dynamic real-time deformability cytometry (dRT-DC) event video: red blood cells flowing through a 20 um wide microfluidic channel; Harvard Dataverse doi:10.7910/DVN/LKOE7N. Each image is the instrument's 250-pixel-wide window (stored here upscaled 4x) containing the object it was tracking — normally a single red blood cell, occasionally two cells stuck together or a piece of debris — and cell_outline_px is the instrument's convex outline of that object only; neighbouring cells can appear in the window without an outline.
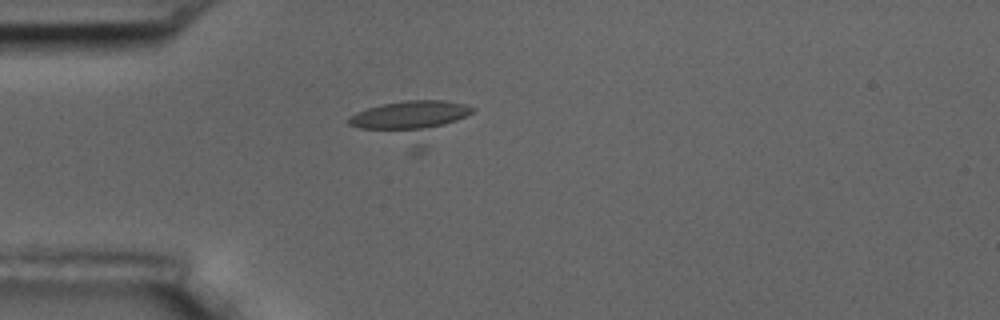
{"species": "common noctule bat (a hibernating species)", "species_latin": "Nyctalus noctula", "temperature_condition": "room temperature", "stored_images_in_passage": 25, "camera_frame_rate_fps": 3000, "um_per_image_px": 0.085, "animal": {"sex": "male", "body_mass_g": 17.5, "forearm_length_mm": 52.3}, "frame": {"image": 1, "passage_image": 1, "time_ms": 0.0, "image_size_px": [1000, 320], "cell_outline_px": [[476, 108], [472, 112], [424, 152], [412, 152], [348, 124], [348, 120], [356, 112], [368, 108], [384, 104], [404, 100], [444, 100], [464, 104]], "centroid_in_image_um": [34.97, 10.35], "position_along_channel_um": 50.0, "area_um2": 29.88}}
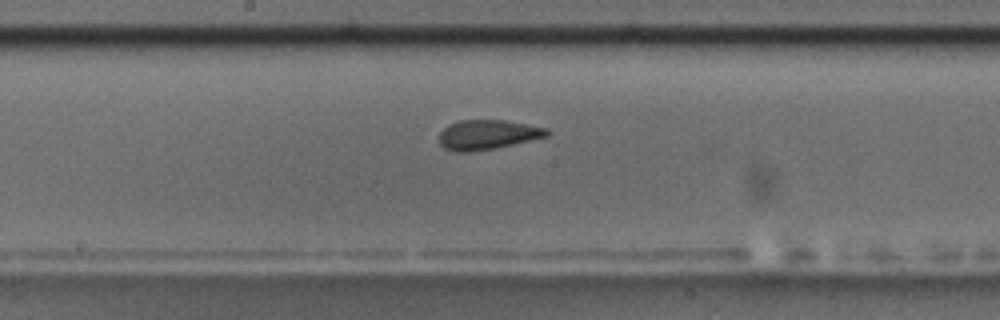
{"frame": {"image": 2, "passage_image": 15, "time_ms": 4.667, "image_size_px": [1000, 320], "cell_outline_px": [[552, 132], [548, 136], [496, 148], [468, 152], [452, 152], [444, 148], [440, 144], [440, 132], [448, 124], [460, 120], [504, 120], [548, 128]], "centroid_in_image_um": [41.44, 11.45], "position_along_channel_um": 206.8, "area_um2": 18.73}}
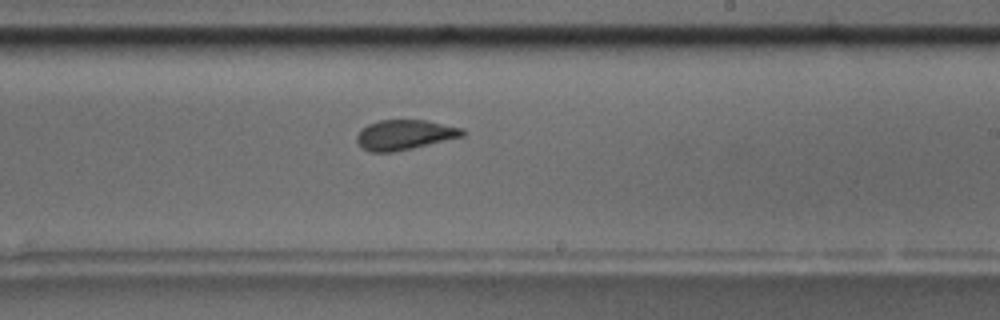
{"frame": {"image": 3, "passage_image": 19, "time_ms": 6.0, "image_size_px": [1000, 320], "cell_outline_px": [[464, 136], [412, 148], [392, 152], [368, 152], [360, 148], [356, 140], [356, 136], [360, 128], [368, 124], [380, 120], [424, 120], [460, 128], [464, 132]], "centroid_in_image_um": [34.3, 11.47], "position_along_channel_um": 254.7, "area_um2": 18.38}}